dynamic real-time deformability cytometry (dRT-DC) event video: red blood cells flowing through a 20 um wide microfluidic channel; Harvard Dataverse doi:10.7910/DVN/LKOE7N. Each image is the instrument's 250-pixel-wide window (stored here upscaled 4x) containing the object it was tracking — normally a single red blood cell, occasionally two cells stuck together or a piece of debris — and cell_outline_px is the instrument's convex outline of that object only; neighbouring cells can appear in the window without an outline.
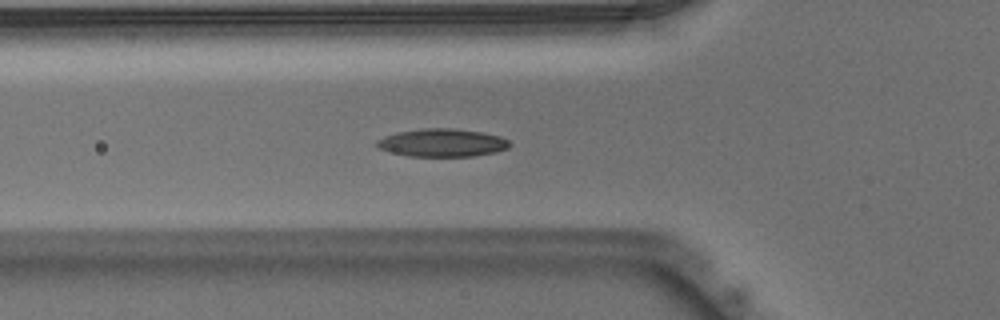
{"species": "Egyptian fruit bat (a non-hibernating species)", "species_latin": "Rousettus aegyptiacus", "temperature_condition": "warm", "stored_images_in_passage": 37, "camera_frame_rate_fps": 3000, "um_per_image_px": 0.085, "animal": {"sex": "male"}, "frame": {"image": 1, "passage_image": 3, "time_ms": 0.667, "image_size_px": [1000, 320], "cell_outline_px": [[512, 144], [508, 148], [496, 152], [472, 156], [408, 156], [392, 152], [380, 148], [376, 144], [376, 140], [384, 136], [396, 132], [420, 128], [452, 128], [484, 132], [500, 136], [508, 140]], "centroid_in_image_um": [37.61, 12.12], "position_along_channel_um": 88.2, "area_um2": 21.73}}
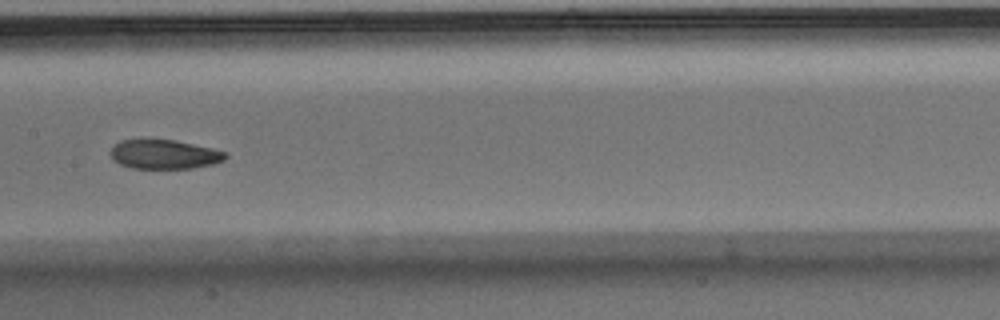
{"frame": {"image": 2, "passage_image": 11, "time_ms": 3.333, "image_size_px": [1000, 320], "cell_outline_px": [[228, 156], [224, 160], [212, 164], [192, 168], [132, 168], [120, 164], [112, 160], [108, 152], [112, 144], [120, 140], [148, 136], [152, 136], [176, 140], [212, 148], [224, 152]], "centroid_in_image_um": [13.84, 13.06], "position_along_channel_um": 193.6, "area_um2": 20.52}}
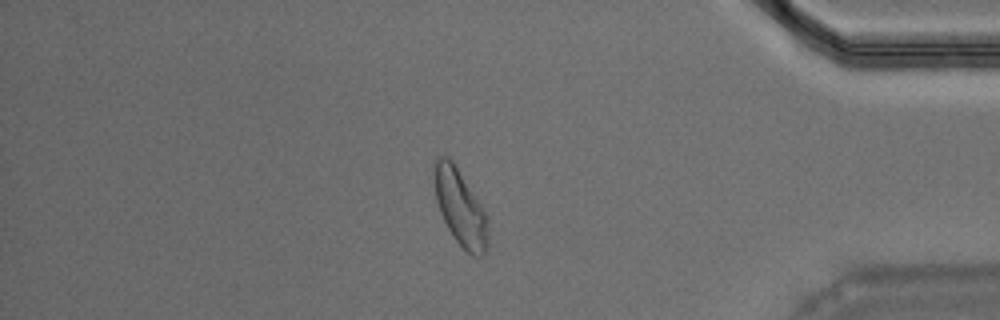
{"frame": {"image": 3, "passage_image": 29, "time_ms": 9.333, "image_size_px": [1000, 320], "cell_outline_px": [[488, 248], [484, 256], [472, 256], [452, 236], [440, 212], [436, 200], [432, 172], [432, 168], [436, 156], [448, 156], [452, 160], [480, 204], [484, 212], [488, 232]], "centroid_in_image_um": [39.08, 17.62], "position_along_channel_um": 396.1, "area_um2": 23.76}, "authors_computed_cell_mechanics": {"area_um2": 21.2126, "velocity_mm_per_s": 3.9232, "shape_relaxation_time_tau1_ms": 4.7205, "shape_relaxation_time_tau2_ms": 3.1108, "deformation_change_tau1": 0.1447, "deformation_change_tau2": 0.0826}}